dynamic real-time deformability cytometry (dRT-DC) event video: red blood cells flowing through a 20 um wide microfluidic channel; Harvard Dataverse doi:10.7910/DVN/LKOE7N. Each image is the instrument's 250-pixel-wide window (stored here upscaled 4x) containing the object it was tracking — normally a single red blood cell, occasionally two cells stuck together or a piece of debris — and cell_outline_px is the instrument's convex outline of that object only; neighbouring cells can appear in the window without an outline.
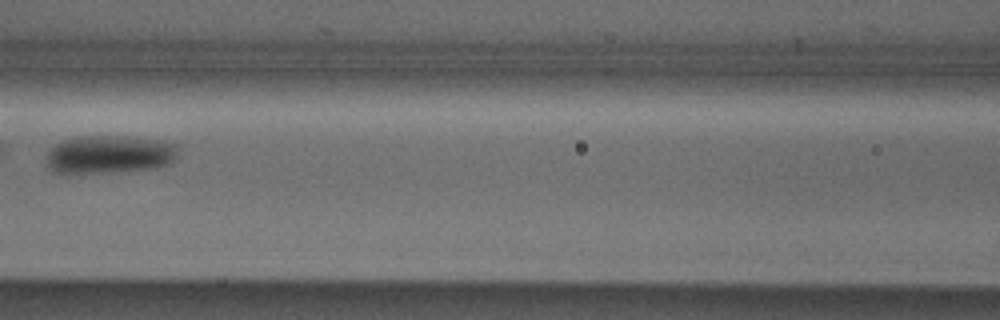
{"species": "Egyptian fruit bat (a non-hibernating species)", "species_latin": "Rousettus aegyptiacus", "temperature_condition": "cold", "stored_images_in_passage": 6, "camera_frame_rate_fps": 3000, "um_per_image_px": 0.085, "animal": {"sex": "male"}, "frame": {"image": 1, "passage_image": 6, "time_ms": 7.0, "image_size_px": [1000, 320], "cell_outline_px": [[180, 148], [176, 156], [168, 164], [152, 168], [104, 172], [52, 172], [48, 168], [48, 148], [64, 140], [84, 136], [124, 136], [160, 140], [176, 144]], "centroid_in_image_um": [9.31, 13.1], "position_along_channel_um": 157.3, "area_um2": 28.9}}